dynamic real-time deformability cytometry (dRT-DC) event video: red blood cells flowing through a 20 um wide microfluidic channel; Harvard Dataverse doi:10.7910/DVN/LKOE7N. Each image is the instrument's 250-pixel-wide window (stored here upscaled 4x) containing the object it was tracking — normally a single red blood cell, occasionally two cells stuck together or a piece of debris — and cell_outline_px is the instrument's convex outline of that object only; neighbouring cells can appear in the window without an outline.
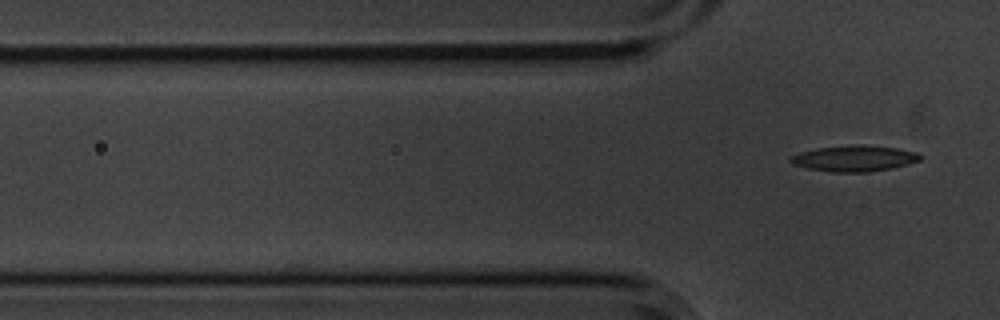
{"species": "common noctule bat (a hibernating species)", "species_latin": "Nyctalus noctula", "temperature_condition": "cold", "stored_images_in_passage": 3, "camera_frame_rate_fps": 3000, "um_per_image_px": 0.085, "animal": {"sex": "male", "body_mass_g": 20.1, "forearm_length_mm": 53.5}, "frame": {"image": 1, "passage_image": 3, "time_ms": 0.667, "image_size_px": [1000, 320], "cell_outline_px": [[924, 156], [920, 160], [908, 164], [892, 168], [868, 172], [832, 172], [808, 168], [792, 164], [788, 160], [788, 156], [800, 152], [816, 148], [856, 144], [860, 144], [896, 148], [916, 152]], "centroid_in_image_um": [72.59, 13.46], "position_along_channel_um": 53.2, "area_um2": 19.77}}